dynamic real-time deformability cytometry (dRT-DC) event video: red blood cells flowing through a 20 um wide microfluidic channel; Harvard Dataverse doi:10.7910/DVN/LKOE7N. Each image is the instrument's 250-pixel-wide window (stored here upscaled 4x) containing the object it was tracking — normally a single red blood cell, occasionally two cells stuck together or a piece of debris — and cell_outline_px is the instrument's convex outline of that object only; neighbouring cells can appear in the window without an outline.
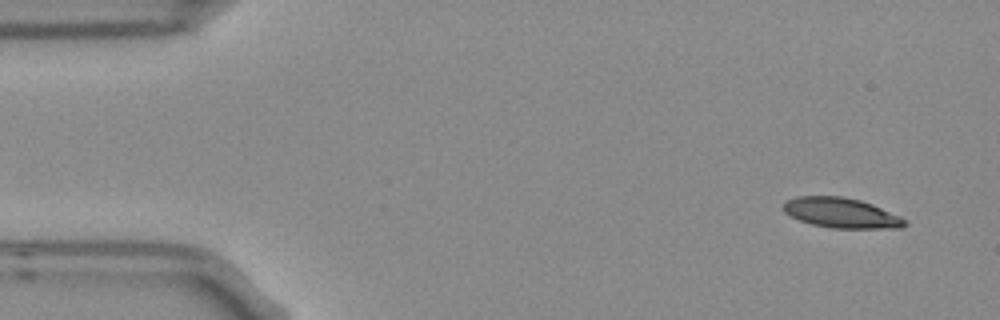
{"species": "Egyptian fruit bat (a non-hibernating species)", "species_latin": "Rousettus aegyptiacus", "temperature_condition": "room temperature", "stored_images_in_passage": 4, "camera_frame_rate_fps": 3000, "um_per_image_px": 0.085, "frame": {"image": 1, "passage_image": 1, "time_ms": 0.0, "image_size_px": [1000, 320], "cell_outline_px": [[908, 224], [900, 228], [832, 228], [812, 224], [800, 220], [784, 212], [780, 208], [784, 200], [796, 196], [840, 196], [860, 200], [872, 204], [900, 216], [908, 220]], "centroid_in_image_um": [71.48, 18.09], "position_along_channel_um": 13.5, "area_um2": 21.44}}
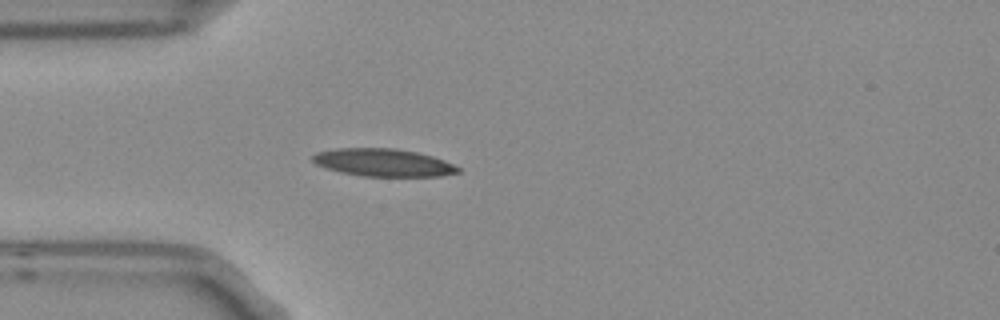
{"frame": {"image": 2, "passage_image": 4, "time_ms": 1.0, "image_size_px": [1000, 320], "cell_outline_px": [[460, 172], [440, 176], [364, 176], [340, 172], [316, 164], [312, 160], [312, 156], [316, 152], [336, 148], [396, 148], [416, 152], [432, 156], [444, 160], [460, 168]], "centroid_in_image_um": [32.57, 13.81], "position_along_channel_um": 52.4, "area_um2": 23.35}}